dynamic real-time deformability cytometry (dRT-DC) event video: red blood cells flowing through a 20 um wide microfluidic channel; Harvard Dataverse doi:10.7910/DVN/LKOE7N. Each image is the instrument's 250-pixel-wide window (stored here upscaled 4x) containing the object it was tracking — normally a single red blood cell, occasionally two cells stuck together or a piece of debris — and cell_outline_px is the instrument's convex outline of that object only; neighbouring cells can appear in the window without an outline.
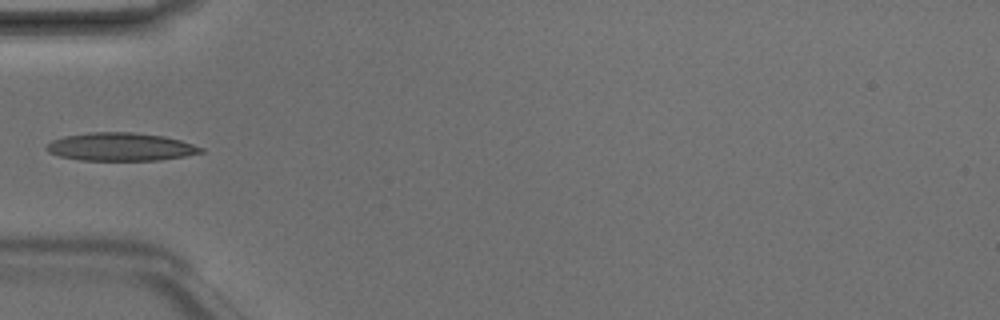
{"species": "Egyptian fruit bat (a non-hibernating species)", "species_latin": "Rousettus aegyptiacus", "temperature_condition": "room temperature", "stored_images_in_passage": 3, "camera_frame_rate_fps": 3000, "um_per_image_px": 0.085, "animal": {"sex": "male"}, "frame": {"image": 1, "passage_image": 3, "time_ms": 0.667, "image_size_px": [1000, 320], "cell_outline_px": [[204, 152], [184, 156], [160, 160], [80, 160], [60, 156], [48, 152], [44, 148], [52, 140], [64, 136], [88, 132], [132, 132], [164, 136], [180, 140], [204, 148]], "centroid_in_image_um": [10.24, 12.47], "position_along_channel_um": 74.8, "area_um2": 25.26}}